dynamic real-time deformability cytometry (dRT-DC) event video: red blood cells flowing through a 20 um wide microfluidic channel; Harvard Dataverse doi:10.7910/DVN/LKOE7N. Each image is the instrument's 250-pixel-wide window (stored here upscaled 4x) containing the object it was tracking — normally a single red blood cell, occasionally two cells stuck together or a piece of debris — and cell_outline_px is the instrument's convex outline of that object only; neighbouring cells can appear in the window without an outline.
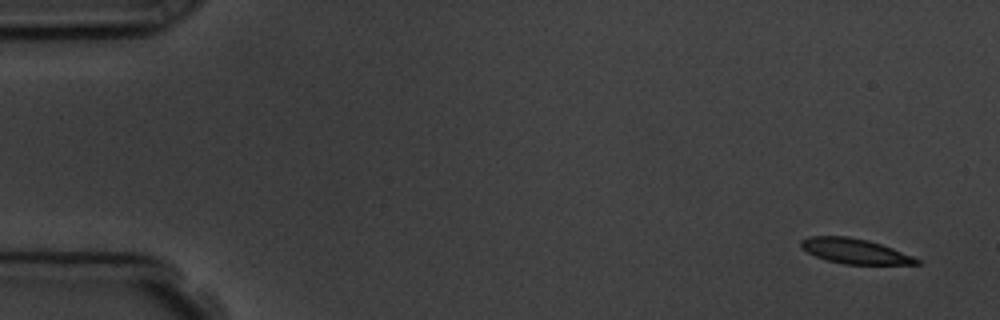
{"species": "common noctule bat (a hibernating species)", "species_latin": "Nyctalus noctula", "temperature_condition": "room temperature", "stored_images_in_passage": 5, "camera_frame_rate_fps": 3000, "um_per_image_px": 0.085, "animal": {"sex": "male", "body_mass_g": 19.5, "forearm_length_mm": 54.6}, "frame": {"image": 1, "passage_image": 1, "time_ms": 0.0, "image_size_px": [1000, 320], "cell_outline_px": [[920, 264], [844, 264], [828, 260], [816, 256], [808, 252], [800, 244], [800, 240], [808, 236], [848, 236], [868, 240], [892, 248], [912, 256], [920, 260]], "centroid_in_image_um": [72.65, 21.34], "position_along_channel_um": 12.4, "area_um2": 16.65}}